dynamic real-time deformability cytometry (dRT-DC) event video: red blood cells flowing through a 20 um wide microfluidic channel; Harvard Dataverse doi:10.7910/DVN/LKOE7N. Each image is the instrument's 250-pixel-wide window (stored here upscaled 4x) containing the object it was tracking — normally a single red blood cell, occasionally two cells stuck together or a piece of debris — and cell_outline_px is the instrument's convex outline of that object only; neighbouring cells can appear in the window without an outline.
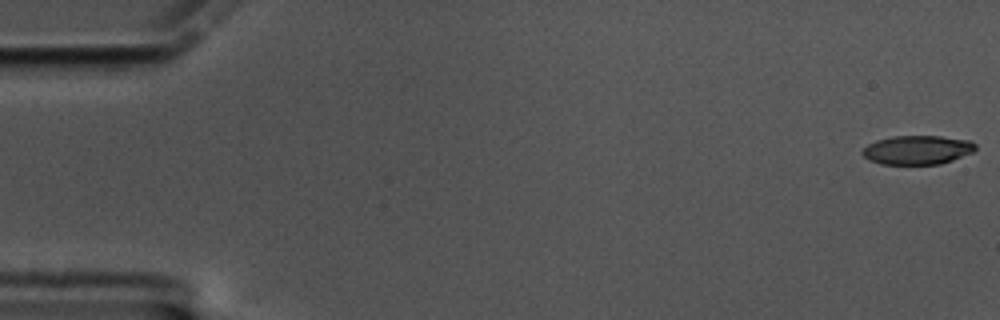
{"species": "common noctule bat (a hibernating species)", "species_latin": "Nyctalus noctula", "temperature_condition": "cold", "stored_images_in_passage": 60, "camera_frame_rate_fps": 3000, "um_per_image_px": 0.085, "animal": {"sex": "male", "body_mass_g": 17.5, "forearm_length_mm": 52.3}, "frame": {"image": 1, "passage_image": 1, "time_ms": 0.0, "image_size_px": [1000, 320], "cell_outline_px": [[976, 148], [972, 152], [952, 160], [940, 164], [880, 164], [864, 156], [860, 152], [868, 144], [876, 140], [892, 136], [940, 136], [972, 140], [976, 144]], "centroid_in_image_um": [77.99, 12.73], "position_along_channel_um": 7.0, "area_um2": 19.07}}
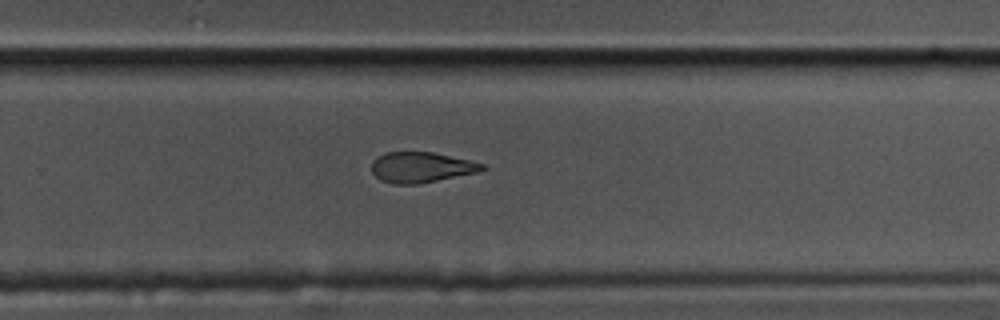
{"frame": {"image": 2, "passage_image": 39, "time_ms": 12.667, "image_size_px": [1000, 320], "cell_outline_px": [[484, 168], [476, 172], [416, 184], [392, 184], [380, 180], [372, 172], [372, 160], [384, 152], [432, 152], [468, 160], [484, 164]], "centroid_in_image_um": [35.72, 14.21], "position_along_channel_um": 294.1, "area_um2": 19.31}}
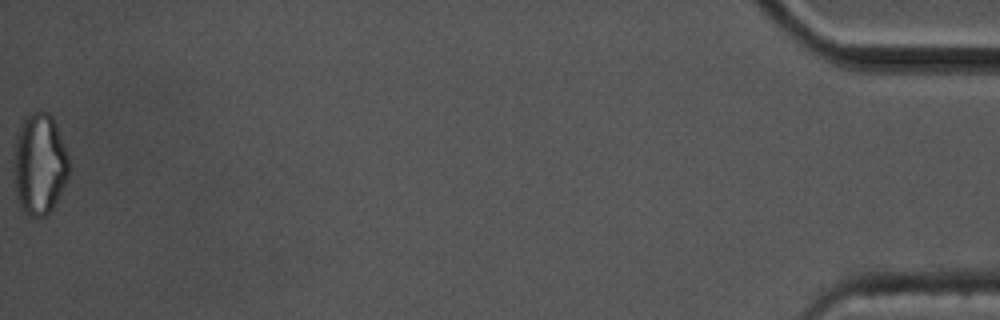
{"frame": {"image": 3, "passage_image": 60, "time_ms": 19.667, "image_size_px": [1000, 320], "cell_outline_px": [[68, 176], [60, 196], [52, 208], [44, 216], [32, 216], [24, 212], [20, 208], [16, 196], [12, 168], [12, 164], [16, 136], [24, 116], [28, 112], [48, 112], [52, 116], [56, 124], [68, 156]], "centroid_in_image_um": [3.32, 13.94], "position_along_channel_um": 431.9, "area_um2": 32.95}, "authors_computed_cell_mechanics": {"area_um2": 20.8369, "velocity_mm_per_s": 3.3921, "shape_relaxation_time_tau1_ms": null, "shape_relaxation_time_tau2_ms": 5.9146, "deformation_change_tau1": null, "deformation_change_tau2": 0.1446}}